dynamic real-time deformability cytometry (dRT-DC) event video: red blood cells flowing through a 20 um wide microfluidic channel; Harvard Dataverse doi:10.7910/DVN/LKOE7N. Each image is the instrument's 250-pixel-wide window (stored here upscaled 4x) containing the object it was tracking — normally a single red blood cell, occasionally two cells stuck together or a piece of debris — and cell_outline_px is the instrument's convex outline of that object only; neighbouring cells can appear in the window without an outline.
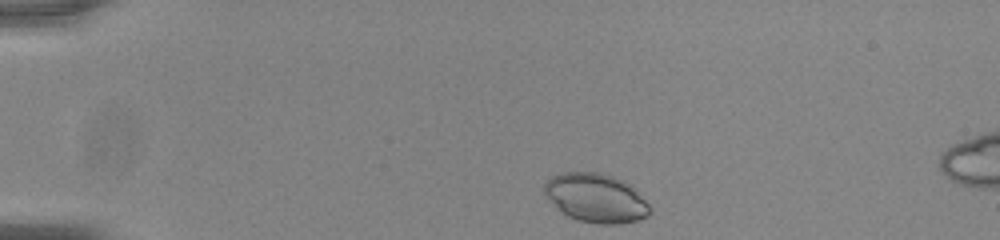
{"species": "common noctule bat (a hibernating species)", "species_latin": "Nyctalus noctula", "temperature_condition": "room temperature", "stored_images_in_passage": 10, "camera_frame_rate_fps": 3000, "um_per_image_px": 0.085, "animal": {"sex": "male", "body_mass_g": 20.0, "forearm_length_mm": 53.3}, "frame": {"image": 1, "passage_image": 1, "time_ms": 0.0, "image_size_px": [1000, 240], "cell_outline_px": [[652, 212], [648, 216], [636, 220], [620, 224], [600, 224], [580, 220], [568, 216], [556, 208], [544, 192], [544, 184], [552, 176], [564, 172], [600, 172], [624, 180], [632, 184], [636, 188], [652, 208]], "centroid_in_image_um": [50.7, 16.82], "position_along_channel_um": 34.3, "area_um2": 30.29}}